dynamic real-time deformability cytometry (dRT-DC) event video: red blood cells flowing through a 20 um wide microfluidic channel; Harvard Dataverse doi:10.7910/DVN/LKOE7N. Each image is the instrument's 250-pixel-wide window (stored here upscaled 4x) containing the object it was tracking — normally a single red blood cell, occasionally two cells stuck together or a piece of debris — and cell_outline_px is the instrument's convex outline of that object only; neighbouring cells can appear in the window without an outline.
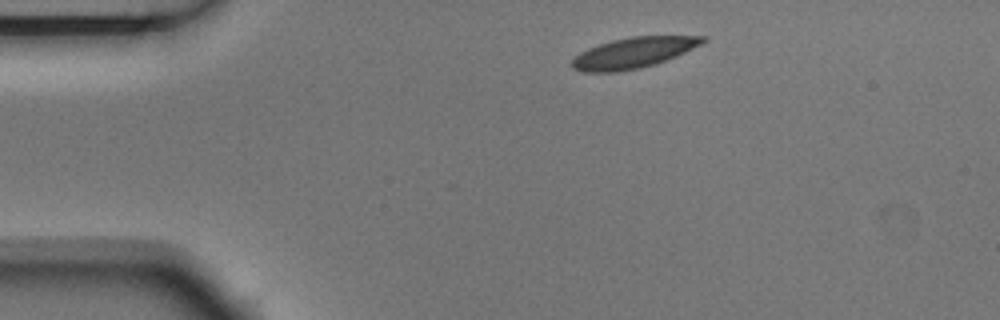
{"species": "Egyptian fruit bat (a non-hibernating species)", "species_latin": "Rousettus aegyptiacus", "temperature_condition": "room temperature", "stored_images_in_passage": 2, "camera_frame_rate_fps": 3000, "um_per_image_px": 0.085, "animal": {"sex": "male"}, "frame": {"image": 1, "passage_image": 1, "time_ms": 0.0, "image_size_px": [1000, 320], "cell_outline_px": [[708, 40], [676, 56], [656, 64], [640, 68], [616, 72], [584, 72], [572, 68], [568, 64], [580, 52], [588, 48], [612, 40], [632, 36], [708, 36]], "centroid_in_image_um": [53.81, 4.49], "position_along_channel_um": 31.2, "area_um2": 23.35}}